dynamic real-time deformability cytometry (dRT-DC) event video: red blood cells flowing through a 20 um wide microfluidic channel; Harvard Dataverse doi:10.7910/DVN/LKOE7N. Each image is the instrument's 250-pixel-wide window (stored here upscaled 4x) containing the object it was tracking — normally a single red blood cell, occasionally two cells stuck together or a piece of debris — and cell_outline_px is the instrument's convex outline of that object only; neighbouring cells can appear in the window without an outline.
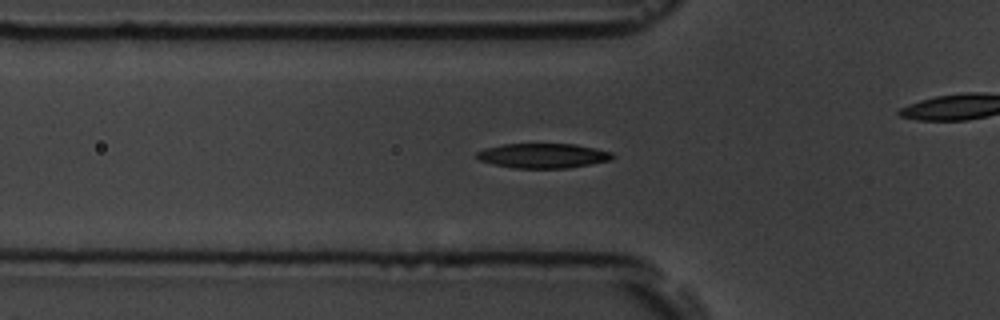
{"species": "common noctule bat (a hibernating species)", "species_latin": "Nyctalus noctula", "temperature_condition": "room temperature", "stored_images_in_passage": 43, "camera_frame_rate_fps": 3000, "um_per_image_px": 0.085, "animal": {"sex": "male", "body_mass_g": 19.5, "forearm_length_mm": 54.6}, "frame": {"image": 1, "passage_image": 6, "time_ms": 1.667, "image_size_px": [1000, 320], "cell_outline_px": [[616, 156], [612, 160], [568, 168], [512, 168], [480, 160], [476, 156], [476, 152], [484, 148], [504, 144], [576, 144], [596, 148], [612, 152]], "centroid_in_image_um": [46.2, 13.23], "position_along_channel_um": 79.6, "area_um2": 19.59}}
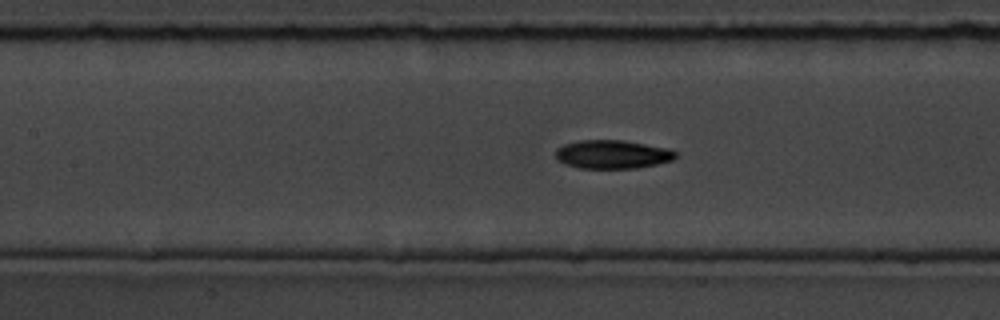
{"frame": {"image": 2, "passage_image": 12, "time_ms": 3.667, "image_size_px": [1000, 320], "cell_outline_px": [[676, 156], [672, 160], [656, 164], [636, 168], [580, 168], [568, 164], [560, 160], [556, 156], [556, 148], [564, 144], [580, 140], [624, 140], [668, 148], [676, 152]], "centroid_in_image_um": [52.07, 13.11], "position_along_channel_um": 155.3, "area_um2": 19.77}}
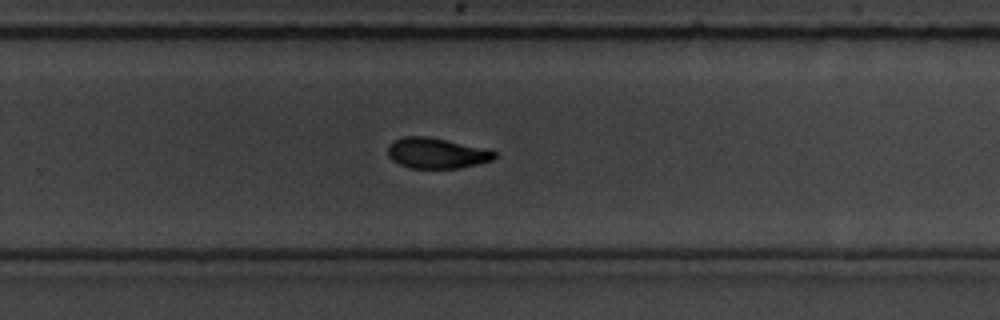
{"frame": {"image": 3, "passage_image": 23, "time_ms": 7.333, "image_size_px": [1000, 320], "cell_outline_px": [[496, 156], [492, 160], [476, 164], [456, 168], [408, 168], [392, 160], [388, 156], [388, 148], [396, 140], [404, 136], [424, 136], [444, 140], [480, 148], [496, 152]], "centroid_in_image_um": [37.06, 13.03], "position_along_channel_um": 292.7, "area_um2": 18.38}, "authors_computed_cell_mechanics": {"area_um2": 19.5942, "velocity_mm_per_s": 3.7511, "shape_relaxation_time_tau1_ms": 2.6745, "shape_relaxation_time_tau2_ms": 5.5911, "deformation_change_tau1": 0.1336, "deformation_change_tau2": 0.1148}}